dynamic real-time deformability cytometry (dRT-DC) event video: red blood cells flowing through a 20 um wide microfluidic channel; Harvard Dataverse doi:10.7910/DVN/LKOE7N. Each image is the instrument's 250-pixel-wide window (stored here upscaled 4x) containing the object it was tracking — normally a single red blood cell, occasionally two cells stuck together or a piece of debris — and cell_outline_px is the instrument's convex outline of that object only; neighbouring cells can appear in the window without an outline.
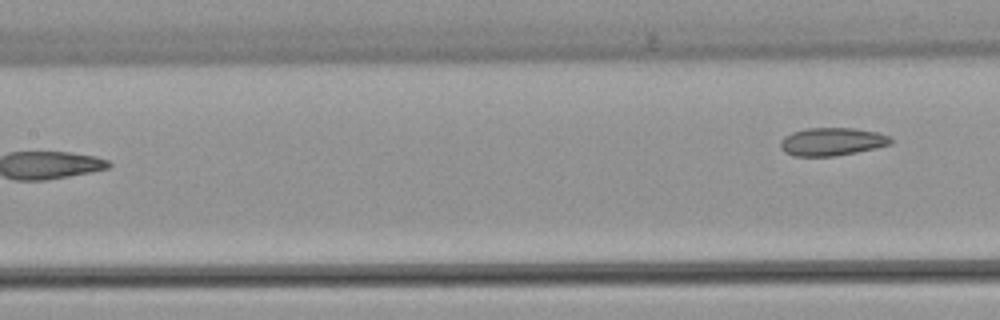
{"species": "common noctule bat (a hibernating species)", "species_latin": "Nyctalus noctula", "temperature_condition": "warm", "stored_images_in_passage": 7, "segment_of_instrument_passage": [2, 2], "camera_frame_rate_fps": 3000, "um_per_image_px": 0.085, "animal": {"sex": "female", "body_mass_g": 22.7, "forearm_length_mm": 54.2}, "frame": {"image": 1, "passage_image": 7, "time_ms": 8.333, "image_size_px": [1000, 320], "cell_outline_px": [[892, 144], [876, 148], [856, 152], [832, 156], [792, 156], [784, 152], [780, 148], [780, 140], [784, 136], [792, 132], [808, 128], [852, 128], [876, 132], [888, 136], [892, 140]], "centroid_in_image_um": [70.67, 12.04], "position_along_channel_um": 136.7, "area_um2": 17.98}}